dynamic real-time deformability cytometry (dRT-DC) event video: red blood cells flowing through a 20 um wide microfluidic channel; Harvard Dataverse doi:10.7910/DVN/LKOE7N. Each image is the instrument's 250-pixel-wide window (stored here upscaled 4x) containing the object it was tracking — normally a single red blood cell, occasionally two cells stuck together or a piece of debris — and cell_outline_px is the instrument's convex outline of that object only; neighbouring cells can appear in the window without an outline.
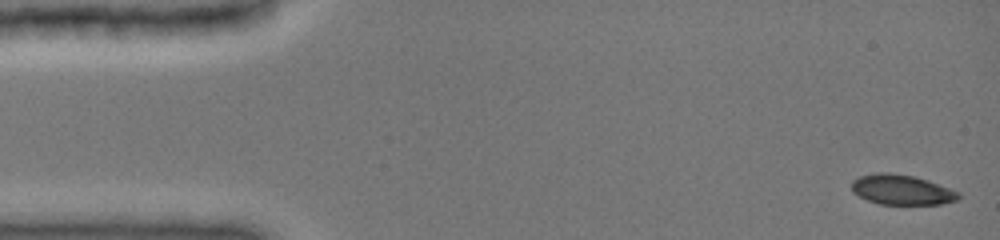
{"species": "common noctule bat (a hibernating species)", "species_latin": "Nyctalus noctula", "temperature_condition": "cold", "stored_images_in_passage": 46, "camera_frame_rate_fps": 3000, "um_per_image_px": 0.085, "animal": {"sex": "female", "body_mass_g": 19.0, "forearm_length_mm": 51.5}, "frame": {"image": 1, "passage_image": 1, "time_ms": 0.0, "image_size_px": [1000, 240], "cell_outline_px": [[960, 200], [940, 204], [880, 204], [868, 200], [852, 192], [852, 180], [860, 176], [876, 172], [888, 172], [912, 176], [928, 180], [960, 192]], "centroid_in_image_um": [76.66, 16.13], "position_along_channel_um": 8.3, "area_um2": 18.73}}
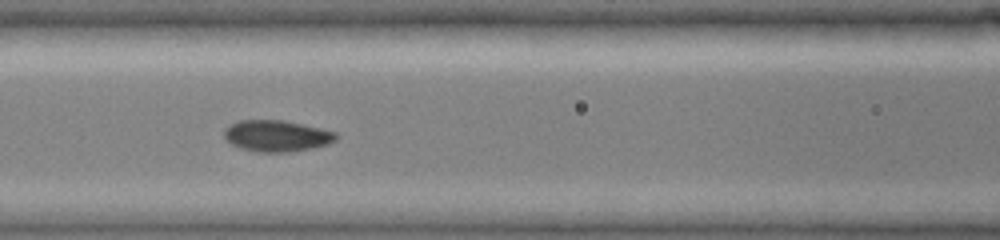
{"frame": {"image": 2, "passage_image": 20, "time_ms": 6.333, "image_size_px": [1000, 240], "cell_outline_px": [[340, 136], [336, 140], [328, 144], [312, 148], [288, 152], [260, 152], [240, 148], [232, 144], [224, 136], [224, 128], [240, 120], [284, 120], [320, 128], [336, 132]], "centroid_in_image_um": [23.55, 11.55], "position_along_channel_um": 143.1, "area_um2": 20.4}}
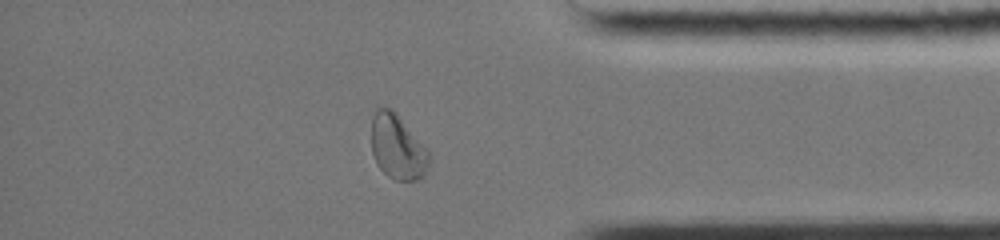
{"frame": {"image": 3, "passage_image": 40, "time_ms": 13.0, "image_size_px": [1000, 240], "cell_outline_px": [[432, 152], [428, 168], [424, 176], [416, 180], [392, 180], [380, 168], [372, 152], [372, 116], [376, 108], [392, 108], [396, 112]], "centroid_in_image_um": [33.84, 12.49], "position_along_channel_um": 401.4, "area_um2": 22.2}, "authors_computed_cell_mechanics": {"area_um2": 19.9121, "velocity_mm_per_s": 3.996, "shape_relaxation_time_tau1_ms": 6.9302, "shape_relaxation_time_tau2_ms": null, "deformation_change_tau1": 0.1842, "deformation_change_tau2": null}}